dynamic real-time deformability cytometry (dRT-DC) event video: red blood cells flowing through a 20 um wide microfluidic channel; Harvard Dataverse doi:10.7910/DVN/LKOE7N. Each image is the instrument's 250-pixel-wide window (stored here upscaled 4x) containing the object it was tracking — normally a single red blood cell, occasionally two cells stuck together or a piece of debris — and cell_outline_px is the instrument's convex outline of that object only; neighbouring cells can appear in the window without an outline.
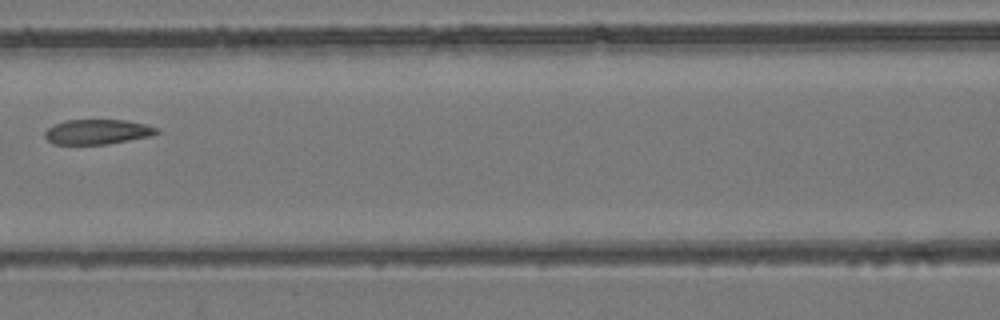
{"species": "common noctule bat (a hibernating species)", "species_latin": "Nyctalus noctula", "temperature_condition": "room temperature", "stored_images_in_passage": 9, "camera_frame_rate_fps": 3000, "um_per_image_px": 0.085, "animal": {"sex": "female", "body_mass_g": 24.6, "forearm_length_mm": 56.2}, "frame": {"image": 1, "passage_image": 8, "time_ms": 8.0, "image_size_px": [1000, 320], "cell_outline_px": [[160, 132], [152, 136], [108, 144], [52, 144], [44, 136], [44, 132], [48, 128], [56, 124], [68, 120], [124, 120], [144, 124], [160, 128]], "centroid_in_image_um": [8.31, 11.21], "position_along_channel_um": 158.3, "area_um2": 16.24}}
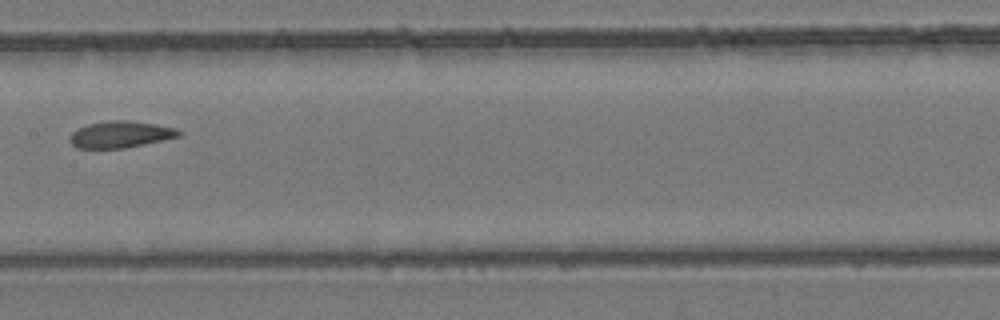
{"frame": {"image": 2, "passage_image": 9, "time_ms": 9.0, "image_size_px": [1000, 320], "cell_outline_px": [[184, 132], [180, 136], [124, 148], [76, 148], [68, 140], [68, 136], [72, 132], [88, 124], [108, 120], [128, 120], [156, 124], [176, 128]], "centroid_in_image_um": [10.23, 11.42], "position_along_channel_um": 197.2, "area_um2": 16.94}}